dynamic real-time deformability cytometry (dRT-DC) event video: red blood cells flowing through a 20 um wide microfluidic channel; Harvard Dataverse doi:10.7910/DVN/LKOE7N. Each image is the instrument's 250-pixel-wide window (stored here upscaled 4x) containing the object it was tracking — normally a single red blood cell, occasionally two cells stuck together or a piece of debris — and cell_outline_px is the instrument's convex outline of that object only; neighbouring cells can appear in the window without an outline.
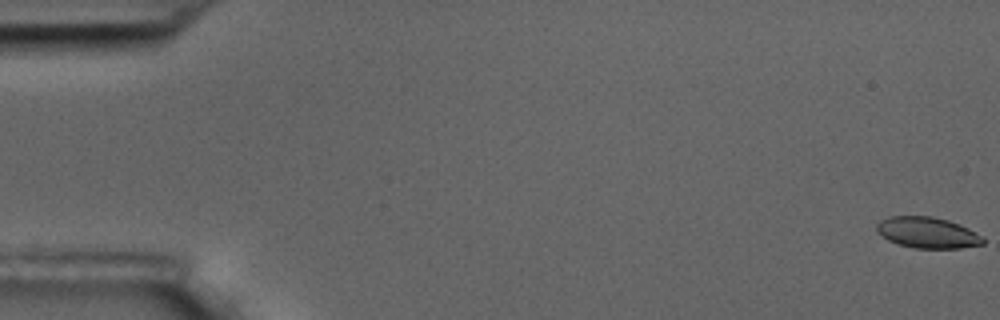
{"species": "common noctule bat (a hibernating species)", "species_latin": "Nyctalus noctula", "temperature_condition": "room temperature", "stored_images_in_passage": 6, "camera_frame_rate_fps": 3000, "um_per_image_px": 0.085, "animal": {"sex": "male", "body_mass_g": 17.5, "forearm_length_mm": 52.3}, "frame": {"image": 1, "passage_image": 1, "time_ms": 0.0, "image_size_px": [1000, 320], "cell_outline_px": [[984, 244], [960, 248], [912, 248], [896, 244], [888, 240], [876, 232], [876, 224], [880, 220], [888, 216], [932, 216], [948, 220], [960, 224], [968, 228], [980, 236], [984, 240]], "centroid_in_image_um": [78.78, 19.77], "position_along_channel_um": 6.2, "area_um2": 19.36}}
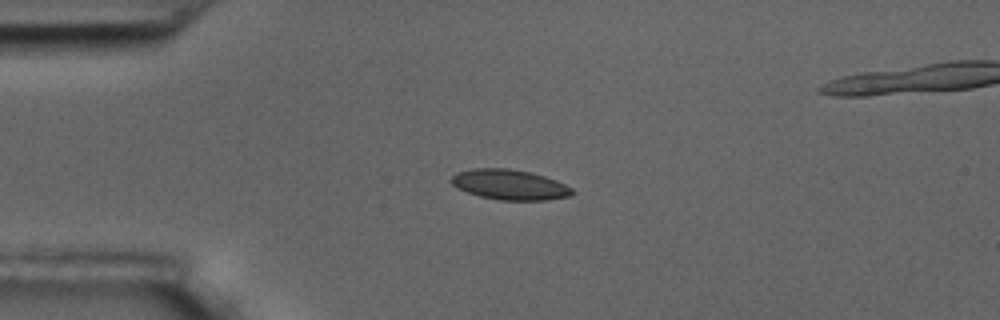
{"frame": {"image": 2, "passage_image": 5, "time_ms": 1.333, "image_size_px": [1000, 320], "cell_outline_px": [[576, 192], [572, 196], [548, 200], [500, 200], [480, 196], [468, 192], [452, 184], [452, 176], [456, 172], [472, 168], [508, 168], [532, 172], [556, 180], [572, 188]], "centroid_in_image_um": [43.37, 15.69], "position_along_channel_um": 41.6, "area_um2": 21.33}}